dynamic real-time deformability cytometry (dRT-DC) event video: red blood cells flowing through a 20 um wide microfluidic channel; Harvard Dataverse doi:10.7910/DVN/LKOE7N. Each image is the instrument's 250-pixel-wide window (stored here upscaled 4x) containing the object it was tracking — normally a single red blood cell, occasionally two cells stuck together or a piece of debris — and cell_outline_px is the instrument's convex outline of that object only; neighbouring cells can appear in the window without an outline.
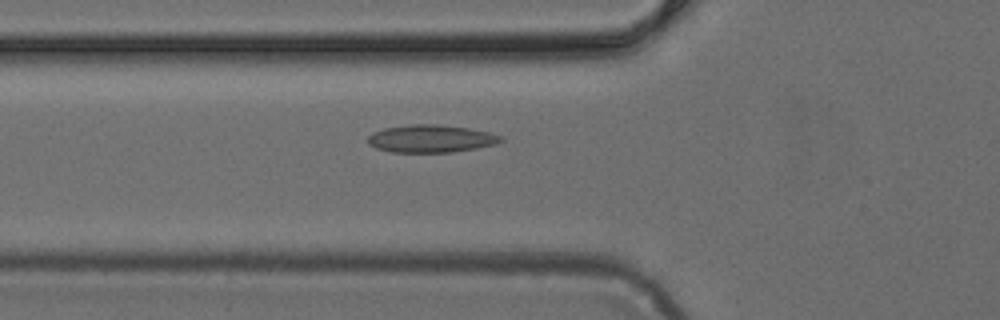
{"species": "common noctule bat (a hibernating species)", "species_latin": "Nyctalus noctula", "temperature_condition": "cold", "stored_images_in_passage": 50, "camera_frame_rate_fps": 3000, "um_per_image_px": 0.085, "animal": {"sex": "female", "body_mass_g": 24.6, "forearm_length_mm": 56.2}, "frame": {"image": 1, "passage_image": 18, "time_ms": 5.667, "image_size_px": [1000, 320], "cell_outline_px": [[504, 140], [496, 144], [476, 148], [452, 152], [392, 152], [376, 148], [368, 144], [368, 136], [372, 132], [384, 128], [408, 124], [436, 124], [468, 128], [488, 132], [504, 136]], "centroid_in_image_um": [36.63, 11.78], "position_along_channel_um": 89.2, "area_um2": 21.5}}
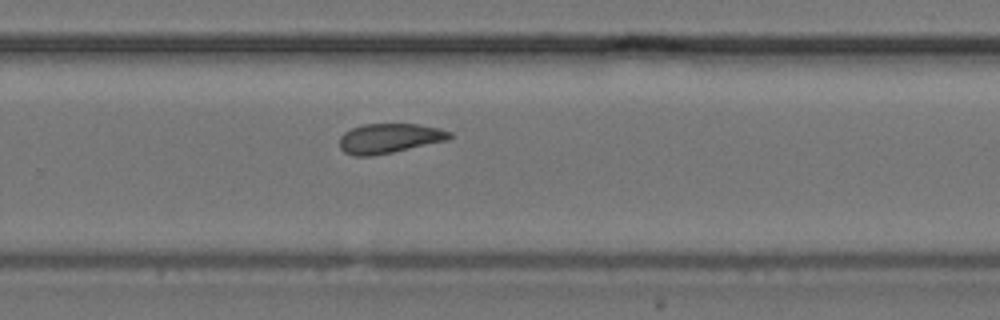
{"frame": {"image": 2, "passage_image": 33, "time_ms": 10.667, "image_size_px": [1000, 320], "cell_outline_px": [[452, 136], [448, 140], [392, 152], [372, 156], [352, 156], [344, 152], [340, 148], [340, 136], [344, 132], [352, 128], [364, 124], [416, 124], [436, 128], [452, 132]], "centroid_in_image_um": [33.06, 11.76], "position_along_channel_um": 296.7, "area_um2": 18.96}}
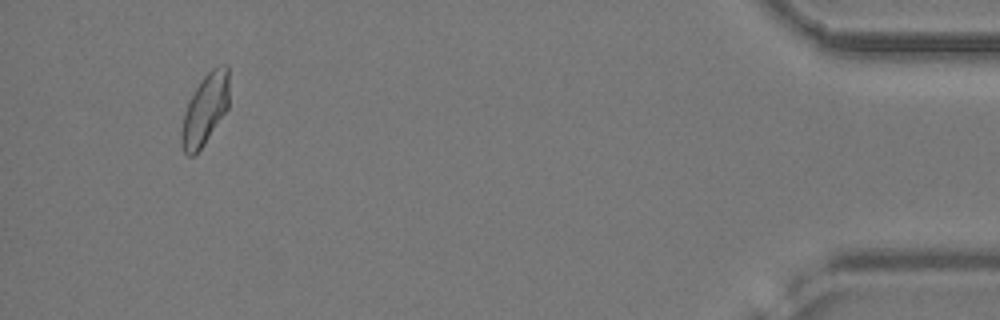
{"frame": {"image": 3, "passage_image": 47, "time_ms": 15.333, "image_size_px": [1000, 320], "cell_outline_px": [[228, 108], [204, 144], [192, 156], [188, 156], [184, 152], [180, 144], [180, 132], [184, 112], [196, 88], [204, 76], [212, 68], [220, 64], [228, 64]], "centroid_in_image_um": [17.42, 9.31], "position_along_channel_um": 417.8, "area_um2": 19.48}}